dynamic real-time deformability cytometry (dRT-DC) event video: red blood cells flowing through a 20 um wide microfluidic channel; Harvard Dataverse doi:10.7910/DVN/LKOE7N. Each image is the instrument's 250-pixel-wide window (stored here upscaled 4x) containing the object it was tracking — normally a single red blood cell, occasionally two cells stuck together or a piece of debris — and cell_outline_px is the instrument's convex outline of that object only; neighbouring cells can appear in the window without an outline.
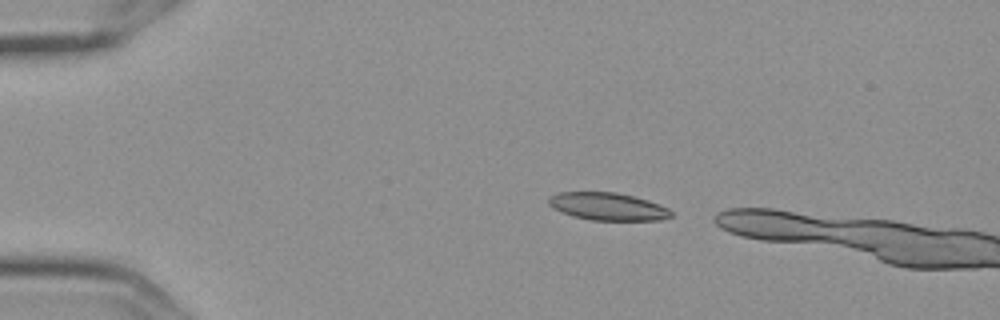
{"species": "Egyptian fruit bat (a non-hibernating species)", "species_latin": "Rousettus aegyptiacus", "temperature_condition": "cold", "stored_images_in_passage": 2, "camera_frame_rate_fps": 3000, "um_per_image_px": 0.085, "frame": {"image": 1, "passage_image": 1, "time_ms": 0.0, "image_size_px": [1000, 320], "cell_outline_px": [[672, 216], [660, 220], [592, 220], [572, 216], [560, 212], [552, 208], [548, 204], [548, 196], [556, 192], [616, 192], [648, 200], [660, 204], [668, 208], [672, 212]], "centroid_in_image_um": [51.62, 17.55], "position_along_channel_um": 33.4, "area_um2": 19.88}}